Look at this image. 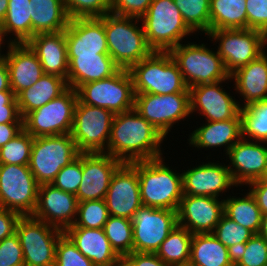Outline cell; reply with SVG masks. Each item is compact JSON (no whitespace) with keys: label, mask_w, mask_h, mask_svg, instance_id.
<instances>
[{"label":"cell","mask_w":267,"mask_h":266,"mask_svg":"<svg viewBox=\"0 0 267 266\" xmlns=\"http://www.w3.org/2000/svg\"><path fill=\"white\" fill-rule=\"evenodd\" d=\"M139 20L112 13L104 15L109 55L120 69L129 70L153 52L147 44L143 26H136Z\"/></svg>","instance_id":"3957f363"},{"label":"cell","mask_w":267,"mask_h":266,"mask_svg":"<svg viewBox=\"0 0 267 266\" xmlns=\"http://www.w3.org/2000/svg\"><path fill=\"white\" fill-rule=\"evenodd\" d=\"M153 0H111L110 13L141 18L147 11Z\"/></svg>","instance_id":"681fc988"},{"label":"cell","mask_w":267,"mask_h":266,"mask_svg":"<svg viewBox=\"0 0 267 266\" xmlns=\"http://www.w3.org/2000/svg\"><path fill=\"white\" fill-rule=\"evenodd\" d=\"M122 162L107 153H82L78 202L105 199L111 178Z\"/></svg>","instance_id":"e0dca14e"},{"label":"cell","mask_w":267,"mask_h":266,"mask_svg":"<svg viewBox=\"0 0 267 266\" xmlns=\"http://www.w3.org/2000/svg\"><path fill=\"white\" fill-rule=\"evenodd\" d=\"M242 138L267 144V99L241 107Z\"/></svg>","instance_id":"8d00e7d4"},{"label":"cell","mask_w":267,"mask_h":266,"mask_svg":"<svg viewBox=\"0 0 267 266\" xmlns=\"http://www.w3.org/2000/svg\"><path fill=\"white\" fill-rule=\"evenodd\" d=\"M267 53L264 52L249 64L238 68L230 75L235 80V90L243 96L245 107L267 99Z\"/></svg>","instance_id":"f1b7e54d"},{"label":"cell","mask_w":267,"mask_h":266,"mask_svg":"<svg viewBox=\"0 0 267 266\" xmlns=\"http://www.w3.org/2000/svg\"><path fill=\"white\" fill-rule=\"evenodd\" d=\"M21 215L15 211L0 208V241L15 233Z\"/></svg>","instance_id":"f907efd6"},{"label":"cell","mask_w":267,"mask_h":266,"mask_svg":"<svg viewBox=\"0 0 267 266\" xmlns=\"http://www.w3.org/2000/svg\"><path fill=\"white\" fill-rule=\"evenodd\" d=\"M63 233L95 266H113L120 258L103 228H68Z\"/></svg>","instance_id":"484cf974"},{"label":"cell","mask_w":267,"mask_h":266,"mask_svg":"<svg viewBox=\"0 0 267 266\" xmlns=\"http://www.w3.org/2000/svg\"><path fill=\"white\" fill-rule=\"evenodd\" d=\"M39 184L28 165L0 164V208L32 215L37 206Z\"/></svg>","instance_id":"4fadbf2b"},{"label":"cell","mask_w":267,"mask_h":266,"mask_svg":"<svg viewBox=\"0 0 267 266\" xmlns=\"http://www.w3.org/2000/svg\"><path fill=\"white\" fill-rule=\"evenodd\" d=\"M250 193L253 195L257 202V206L261 210L262 215L267 213V182L262 179L254 180L248 183Z\"/></svg>","instance_id":"f5cc1de1"},{"label":"cell","mask_w":267,"mask_h":266,"mask_svg":"<svg viewBox=\"0 0 267 266\" xmlns=\"http://www.w3.org/2000/svg\"><path fill=\"white\" fill-rule=\"evenodd\" d=\"M264 182H267V170L265 171V174L261 178Z\"/></svg>","instance_id":"be15d7a7"},{"label":"cell","mask_w":267,"mask_h":266,"mask_svg":"<svg viewBox=\"0 0 267 266\" xmlns=\"http://www.w3.org/2000/svg\"><path fill=\"white\" fill-rule=\"evenodd\" d=\"M5 36L15 34L10 43L22 44L31 39L30 0H9L6 17L1 23Z\"/></svg>","instance_id":"d590c367"},{"label":"cell","mask_w":267,"mask_h":266,"mask_svg":"<svg viewBox=\"0 0 267 266\" xmlns=\"http://www.w3.org/2000/svg\"><path fill=\"white\" fill-rule=\"evenodd\" d=\"M68 88L66 79L53 74H44L35 84L16 96L20 116L24 118L29 112L59 97Z\"/></svg>","instance_id":"f546056e"},{"label":"cell","mask_w":267,"mask_h":266,"mask_svg":"<svg viewBox=\"0 0 267 266\" xmlns=\"http://www.w3.org/2000/svg\"><path fill=\"white\" fill-rule=\"evenodd\" d=\"M82 175V153H79L75 160L59 171L51 184L62 191L76 195Z\"/></svg>","instance_id":"bcb514c9"},{"label":"cell","mask_w":267,"mask_h":266,"mask_svg":"<svg viewBox=\"0 0 267 266\" xmlns=\"http://www.w3.org/2000/svg\"><path fill=\"white\" fill-rule=\"evenodd\" d=\"M258 143L241 138L226 154L233 166L227 167L237 186L261 179L267 170V146Z\"/></svg>","instance_id":"7402d4cb"},{"label":"cell","mask_w":267,"mask_h":266,"mask_svg":"<svg viewBox=\"0 0 267 266\" xmlns=\"http://www.w3.org/2000/svg\"><path fill=\"white\" fill-rule=\"evenodd\" d=\"M34 138L24 129L0 148V164L28 165Z\"/></svg>","instance_id":"b9f144b4"},{"label":"cell","mask_w":267,"mask_h":266,"mask_svg":"<svg viewBox=\"0 0 267 266\" xmlns=\"http://www.w3.org/2000/svg\"><path fill=\"white\" fill-rule=\"evenodd\" d=\"M4 37H5V34H4V31H3L1 24H0V52H1V45L3 44V42H4L3 40L5 39ZM4 57H5V54L2 55L0 53V61H2L4 59Z\"/></svg>","instance_id":"6125c7cd"},{"label":"cell","mask_w":267,"mask_h":266,"mask_svg":"<svg viewBox=\"0 0 267 266\" xmlns=\"http://www.w3.org/2000/svg\"><path fill=\"white\" fill-rule=\"evenodd\" d=\"M207 35L220 41L217 52L230 75L263 54L267 44V35L255 29L211 30Z\"/></svg>","instance_id":"7c38bea8"},{"label":"cell","mask_w":267,"mask_h":266,"mask_svg":"<svg viewBox=\"0 0 267 266\" xmlns=\"http://www.w3.org/2000/svg\"><path fill=\"white\" fill-rule=\"evenodd\" d=\"M3 106H18L13 91H0V107Z\"/></svg>","instance_id":"6f0895ef"},{"label":"cell","mask_w":267,"mask_h":266,"mask_svg":"<svg viewBox=\"0 0 267 266\" xmlns=\"http://www.w3.org/2000/svg\"><path fill=\"white\" fill-rule=\"evenodd\" d=\"M104 200L109 215L132 220L142 202L137 169L131 163H122L117 168Z\"/></svg>","instance_id":"2e32d148"},{"label":"cell","mask_w":267,"mask_h":266,"mask_svg":"<svg viewBox=\"0 0 267 266\" xmlns=\"http://www.w3.org/2000/svg\"><path fill=\"white\" fill-rule=\"evenodd\" d=\"M23 129V123L0 124V148L17 136Z\"/></svg>","instance_id":"db71d44e"},{"label":"cell","mask_w":267,"mask_h":266,"mask_svg":"<svg viewBox=\"0 0 267 266\" xmlns=\"http://www.w3.org/2000/svg\"><path fill=\"white\" fill-rule=\"evenodd\" d=\"M181 174L184 195L218 198L219 193L237 185L225 164L209 162Z\"/></svg>","instance_id":"603a6c76"},{"label":"cell","mask_w":267,"mask_h":266,"mask_svg":"<svg viewBox=\"0 0 267 266\" xmlns=\"http://www.w3.org/2000/svg\"><path fill=\"white\" fill-rule=\"evenodd\" d=\"M247 28L267 35V0H246Z\"/></svg>","instance_id":"c3c4849f"},{"label":"cell","mask_w":267,"mask_h":266,"mask_svg":"<svg viewBox=\"0 0 267 266\" xmlns=\"http://www.w3.org/2000/svg\"><path fill=\"white\" fill-rule=\"evenodd\" d=\"M64 32L68 57L109 55L104 16L70 19Z\"/></svg>","instance_id":"ffe728a7"},{"label":"cell","mask_w":267,"mask_h":266,"mask_svg":"<svg viewBox=\"0 0 267 266\" xmlns=\"http://www.w3.org/2000/svg\"><path fill=\"white\" fill-rule=\"evenodd\" d=\"M0 91H12L10 88L8 66L4 60L0 61Z\"/></svg>","instance_id":"9f6ffc18"},{"label":"cell","mask_w":267,"mask_h":266,"mask_svg":"<svg viewBox=\"0 0 267 266\" xmlns=\"http://www.w3.org/2000/svg\"><path fill=\"white\" fill-rule=\"evenodd\" d=\"M192 32H210V0H173Z\"/></svg>","instance_id":"f35d334b"},{"label":"cell","mask_w":267,"mask_h":266,"mask_svg":"<svg viewBox=\"0 0 267 266\" xmlns=\"http://www.w3.org/2000/svg\"><path fill=\"white\" fill-rule=\"evenodd\" d=\"M36 54L44 74H53L67 80L68 53L64 30L34 35L27 43Z\"/></svg>","instance_id":"d4e9b609"},{"label":"cell","mask_w":267,"mask_h":266,"mask_svg":"<svg viewBox=\"0 0 267 266\" xmlns=\"http://www.w3.org/2000/svg\"><path fill=\"white\" fill-rule=\"evenodd\" d=\"M212 234L233 253L237 252L254 233L234 220L222 215Z\"/></svg>","instance_id":"ab89813d"},{"label":"cell","mask_w":267,"mask_h":266,"mask_svg":"<svg viewBox=\"0 0 267 266\" xmlns=\"http://www.w3.org/2000/svg\"><path fill=\"white\" fill-rule=\"evenodd\" d=\"M74 224L69 228H104L109 217L104 199L78 202L77 215Z\"/></svg>","instance_id":"60d3db41"},{"label":"cell","mask_w":267,"mask_h":266,"mask_svg":"<svg viewBox=\"0 0 267 266\" xmlns=\"http://www.w3.org/2000/svg\"><path fill=\"white\" fill-rule=\"evenodd\" d=\"M133 252L156 253L178 225L177 211L141 206L132 218Z\"/></svg>","instance_id":"9a60e30c"},{"label":"cell","mask_w":267,"mask_h":266,"mask_svg":"<svg viewBox=\"0 0 267 266\" xmlns=\"http://www.w3.org/2000/svg\"><path fill=\"white\" fill-rule=\"evenodd\" d=\"M146 41L153 51L169 52L183 37L193 33L173 0H153L140 18Z\"/></svg>","instance_id":"5b68a950"},{"label":"cell","mask_w":267,"mask_h":266,"mask_svg":"<svg viewBox=\"0 0 267 266\" xmlns=\"http://www.w3.org/2000/svg\"><path fill=\"white\" fill-rule=\"evenodd\" d=\"M24 256V266H55L56 245L63 231L32 215L21 216L15 230Z\"/></svg>","instance_id":"8fae6325"},{"label":"cell","mask_w":267,"mask_h":266,"mask_svg":"<svg viewBox=\"0 0 267 266\" xmlns=\"http://www.w3.org/2000/svg\"><path fill=\"white\" fill-rule=\"evenodd\" d=\"M3 60L8 66L10 88L15 96L44 75L39 59L26 43H8V51Z\"/></svg>","instance_id":"cb8c5ba5"},{"label":"cell","mask_w":267,"mask_h":266,"mask_svg":"<svg viewBox=\"0 0 267 266\" xmlns=\"http://www.w3.org/2000/svg\"><path fill=\"white\" fill-rule=\"evenodd\" d=\"M169 53L188 88L231 79L218 52L211 51L205 44H179Z\"/></svg>","instance_id":"8992f818"},{"label":"cell","mask_w":267,"mask_h":266,"mask_svg":"<svg viewBox=\"0 0 267 266\" xmlns=\"http://www.w3.org/2000/svg\"><path fill=\"white\" fill-rule=\"evenodd\" d=\"M76 92L81 103L105 108L114 115L134 109L133 80L127 69H119L111 77L80 85Z\"/></svg>","instance_id":"ba28073f"},{"label":"cell","mask_w":267,"mask_h":266,"mask_svg":"<svg viewBox=\"0 0 267 266\" xmlns=\"http://www.w3.org/2000/svg\"><path fill=\"white\" fill-rule=\"evenodd\" d=\"M218 199L183 195L177 210L178 225L191 234L212 233L224 214V201Z\"/></svg>","instance_id":"d6986e66"},{"label":"cell","mask_w":267,"mask_h":266,"mask_svg":"<svg viewBox=\"0 0 267 266\" xmlns=\"http://www.w3.org/2000/svg\"><path fill=\"white\" fill-rule=\"evenodd\" d=\"M134 110L166 138L176 122L191 114L190 92L166 95L135 94Z\"/></svg>","instance_id":"5bb4252c"},{"label":"cell","mask_w":267,"mask_h":266,"mask_svg":"<svg viewBox=\"0 0 267 266\" xmlns=\"http://www.w3.org/2000/svg\"><path fill=\"white\" fill-rule=\"evenodd\" d=\"M77 100L76 90L69 87L59 97L29 112L23 118L24 130L33 138L69 134Z\"/></svg>","instance_id":"30bf717a"},{"label":"cell","mask_w":267,"mask_h":266,"mask_svg":"<svg viewBox=\"0 0 267 266\" xmlns=\"http://www.w3.org/2000/svg\"><path fill=\"white\" fill-rule=\"evenodd\" d=\"M70 19L103 17L111 11V0H64Z\"/></svg>","instance_id":"ee69618b"},{"label":"cell","mask_w":267,"mask_h":266,"mask_svg":"<svg viewBox=\"0 0 267 266\" xmlns=\"http://www.w3.org/2000/svg\"><path fill=\"white\" fill-rule=\"evenodd\" d=\"M9 6V0H0V24L4 21Z\"/></svg>","instance_id":"680465c9"},{"label":"cell","mask_w":267,"mask_h":266,"mask_svg":"<svg viewBox=\"0 0 267 266\" xmlns=\"http://www.w3.org/2000/svg\"><path fill=\"white\" fill-rule=\"evenodd\" d=\"M113 266H134L125 256L120 257Z\"/></svg>","instance_id":"94428289"},{"label":"cell","mask_w":267,"mask_h":266,"mask_svg":"<svg viewBox=\"0 0 267 266\" xmlns=\"http://www.w3.org/2000/svg\"><path fill=\"white\" fill-rule=\"evenodd\" d=\"M114 114L77 100L70 135L80 153H105ZM106 143V144H105Z\"/></svg>","instance_id":"9c48e42d"},{"label":"cell","mask_w":267,"mask_h":266,"mask_svg":"<svg viewBox=\"0 0 267 266\" xmlns=\"http://www.w3.org/2000/svg\"><path fill=\"white\" fill-rule=\"evenodd\" d=\"M131 74L135 94H174L189 92L178 65L169 52L153 51L134 64Z\"/></svg>","instance_id":"277c9868"},{"label":"cell","mask_w":267,"mask_h":266,"mask_svg":"<svg viewBox=\"0 0 267 266\" xmlns=\"http://www.w3.org/2000/svg\"><path fill=\"white\" fill-rule=\"evenodd\" d=\"M67 83L70 88L105 79L114 75L120 68L110 55H78L68 57Z\"/></svg>","instance_id":"83f0119b"},{"label":"cell","mask_w":267,"mask_h":266,"mask_svg":"<svg viewBox=\"0 0 267 266\" xmlns=\"http://www.w3.org/2000/svg\"><path fill=\"white\" fill-rule=\"evenodd\" d=\"M224 214L236 223L258 234L261 228L262 213L250 191L245 197L223 199Z\"/></svg>","instance_id":"e575fe53"},{"label":"cell","mask_w":267,"mask_h":266,"mask_svg":"<svg viewBox=\"0 0 267 266\" xmlns=\"http://www.w3.org/2000/svg\"><path fill=\"white\" fill-rule=\"evenodd\" d=\"M188 266H234V253L212 233L193 234Z\"/></svg>","instance_id":"1f68e13d"},{"label":"cell","mask_w":267,"mask_h":266,"mask_svg":"<svg viewBox=\"0 0 267 266\" xmlns=\"http://www.w3.org/2000/svg\"><path fill=\"white\" fill-rule=\"evenodd\" d=\"M165 137L134 109L115 114L105 153L122 163L146 161L162 157Z\"/></svg>","instance_id":"6da1fadb"},{"label":"cell","mask_w":267,"mask_h":266,"mask_svg":"<svg viewBox=\"0 0 267 266\" xmlns=\"http://www.w3.org/2000/svg\"><path fill=\"white\" fill-rule=\"evenodd\" d=\"M192 236L186 228L177 225L161 243L156 255L168 266H188Z\"/></svg>","instance_id":"836d02e7"},{"label":"cell","mask_w":267,"mask_h":266,"mask_svg":"<svg viewBox=\"0 0 267 266\" xmlns=\"http://www.w3.org/2000/svg\"><path fill=\"white\" fill-rule=\"evenodd\" d=\"M55 266H95L63 233L56 245Z\"/></svg>","instance_id":"f6af8a7d"},{"label":"cell","mask_w":267,"mask_h":266,"mask_svg":"<svg viewBox=\"0 0 267 266\" xmlns=\"http://www.w3.org/2000/svg\"><path fill=\"white\" fill-rule=\"evenodd\" d=\"M0 266H24L23 250L16 232L0 241Z\"/></svg>","instance_id":"7dc6e473"},{"label":"cell","mask_w":267,"mask_h":266,"mask_svg":"<svg viewBox=\"0 0 267 266\" xmlns=\"http://www.w3.org/2000/svg\"><path fill=\"white\" fill-rule=\"evenodd\" d=\"M103 229L112 248L120 257L133 252L132 220L109 215Z\"/></svg>","instance_id":"74e56055"},{"label":"cell","mask_w":267,"mask_h":266,"mask_svg":"<svg viewBox=\"0 0 267 266\" xmlns=\"http://www.w3.org/2000/svg\"><path fill=\"white\" fill-rule=\"evenodd\" d=\"M246 0H210V31L247 29Z\"/></svg>","instance_id":"d6a6232c"},{"label":"cell","mask_w":267,"mask_h":266,"mask_svg":"<svg viewBox=\"0 0 267 266\" xmlns=\"http://www.w3.org/2000/svg\"><path fill=\"white\" fill-rule=\"evenodd\" d=\"M31 38L36 34L54 33L68 27L64 0H30Z\"/></svg>","instance_id":"4dcf8cb0"},{"label":"cell","mask_w":267,"mask_h":266,"mask_svg":"<svg viewBox=\"0 0 267 266\" xmlns=\"http://www.w3.org/2000/svg\"><path fill=\"white\" fill-rule=\"evenodd\" d=\"M125 257L134 266H168L156 253L132 252Z\"/></svg>","instance_id":"816d5d0a"},{"label":"cell","mask_w":267,"mask_h":266,"mask_svg":"<svg viewBox=\"0 0 267 266\" xmlns=\"http://www.w3.org/2000/svg\"><path fill=\"white\" fill-rule=\"evenodd\" d=\"M207 122L189 135V145L199 149L226 146L225 154H227L242 138L240 113L230 120Z\"/></svg>","instance_id":"4316f807"},{"label":"cell","mask_w":267,"mask_h":266,"mask_svg":"<svg viewBox=\"0 0 267 266\" xmlns=\"http://www.w3.org/2000/svg\"><path fill=\"white\" fill-rule=\"evenodd\" d=\"M3 123H23L18 106L0 107V124Z\"/></svg>","instance_id":"11a10c76"},{"label":"cell","mask_w":267,"mask_h":266,"mask_svg":"<svg viewBox=\"0 0 267 266\" xmlns=\"http://www.w3.org/2000/svg\"><path fill=\"white\" fill-rule=\"evenodd\" d=\"M226 80L200 84L189 88L190 112L197 110L207 121H224L235 118L241 110V105L229 93L220 87Z\"/></svg>","instance_id":"44dd1931"},{"label":"cell","mask_w":267,"mask_h":266,"mask_svg":"<svg viewBox=\"0 0 267 266\" xmlns=\"http://www.w3.org/2000/svg\"><path fill=\"white\" fill-rule=\"evenodd\" d=\"M79 153L70 133L35 137L28 166L39 185L51 184L59 171Z\"/></svg>","instance_id":"52a82bcc"},{"label":"cell","mask_w":267,"mask_h":266,"mask_svg":"<svg viewBox=\"0 0 267 266\" xmlns=\"http://www.w3.org/2000/svg\"><path fill=\"white\" fill-rule=\"evenodd\" d=\"M258 234L267 240V213L262 215L261 228Z\"/></svg>","instance_id":"91938a15"},{"label":"cell","mask_w":267,"mask_h":266,"mask_svg":"<svg viewBox=\"0 0 267 266\" xmlns=\"http://www.w3.org/2000/svg\"><path fill=\"white\" fill-rule=\"evenodd\" d=\"M163 157L131 164L137 169L143 206L177 211L183 197L182 174L164 165Z\"/></svg>","instance_id":"7a4b0ae2"},{"label":"cell","mask_w":267,"mask_h":266,"mask_svg":"<svg viewBox=\"0 0 267 266\" xmlns=\"http://www.w3.org/2000/svg\"><path fill=\"white\" fill-rule=\"evenodd\" d=\"M234 266H267V240L254 234L234 253Z\"/></svg>","instance_id":"7bdbcfd3"},{"label":"cell","mask_w":267,"mask_h":266,"mask_svg":"<svg viewBox=\"0 0 267 266\" xmlns=\"http://www.w3.org/2000/svg\"><path fill=\"white\" fill-rule=\"evenodd\" d=\"M77 207L76 195L52 184H42L39 185L37 206L32 216L64 232L74 224Z\"/></svg>","instance_id":"ac0fdd59"}]
</instances>
